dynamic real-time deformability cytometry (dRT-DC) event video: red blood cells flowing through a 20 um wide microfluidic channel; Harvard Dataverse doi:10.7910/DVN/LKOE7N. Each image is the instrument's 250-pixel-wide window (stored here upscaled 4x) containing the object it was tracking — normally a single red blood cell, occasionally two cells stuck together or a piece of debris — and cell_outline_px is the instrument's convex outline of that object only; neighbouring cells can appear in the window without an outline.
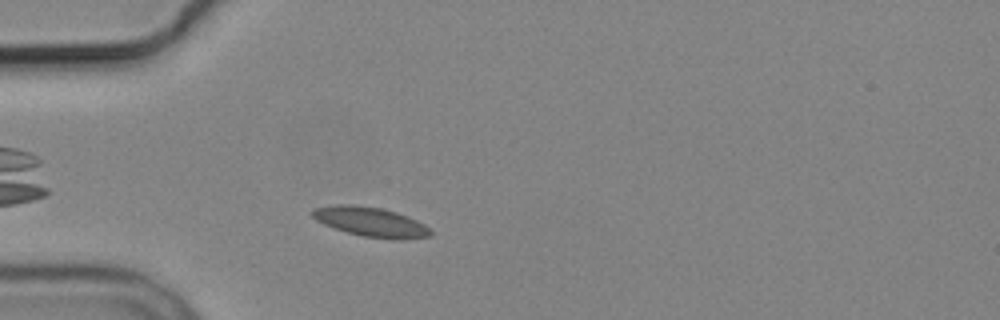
{"species": "common noctule bat (a hibernating species)", "species_latin": "Nyctalus noctula", "temperature_condition": "cold", "stored_images_in_passage": 2, "camera_frame_rate_fps": 3000, "um_per_image_px": 0.085, "animal": {"sex": "male", "body_mass_g": 19.2, "forearm_length_mm": 51.8}, "frame": {"image": 1, "passage_image": 2, "time_ms": 1.0, "image_size_px": [1000, 320], "cell_outline_px": [[432, 236], [404, 240], [396, 240], [360, 236], [324, 224], [316, 220], [312, 216], [312, 212], [316, 208], [340, 204], [352, 204], [380, 208], [396, 212], [408, 216], [424, 224], [432, 232]], "centroid_in_image_um": [31.56, 18.88], "position_along_channel_um": 53.4, "area_um2": 20.29}}